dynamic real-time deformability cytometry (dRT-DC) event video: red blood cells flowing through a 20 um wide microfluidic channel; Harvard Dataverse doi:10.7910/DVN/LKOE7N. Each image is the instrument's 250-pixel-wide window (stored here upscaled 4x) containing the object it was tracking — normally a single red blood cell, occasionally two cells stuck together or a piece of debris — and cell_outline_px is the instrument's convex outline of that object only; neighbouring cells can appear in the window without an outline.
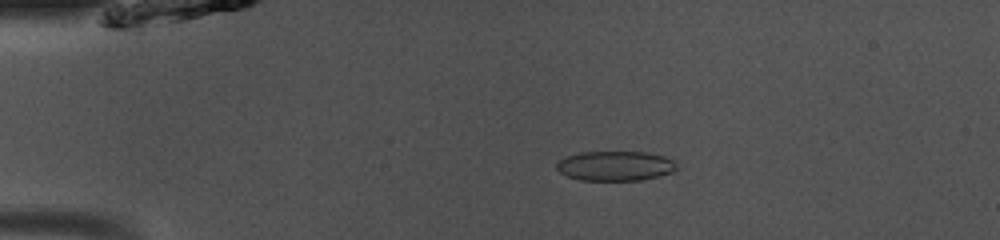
{"species": "common noctule bat (a hibernating species)", "species_latin": "Nyctalus noctula", "temperature_condition": "room temperature", "stored_images_in_passage": 49, "camera_frame_rate_fps": 3000, "um_per_image_px": 0.085, "animal": {"sex": "male", "body_mass_g": 13.0, "forearm_length_mm": 53.1}, "frame": {"image": 1, "passage_image": 10, "time_ms": 3.0, "image_size_px": [1000, 240], "cell_outline_px": [[676, 172], [640, 180], [580, 180], [568, 176], [560, 172], [556, 168], [556, 164], [564, 156], [580, 152], [644, 152], [664, 156], [676, 160]], "centroid_in_image_um": [52.32, 14.1], "position_along_channel_um": 32.7, "area_um2": 20.92}}
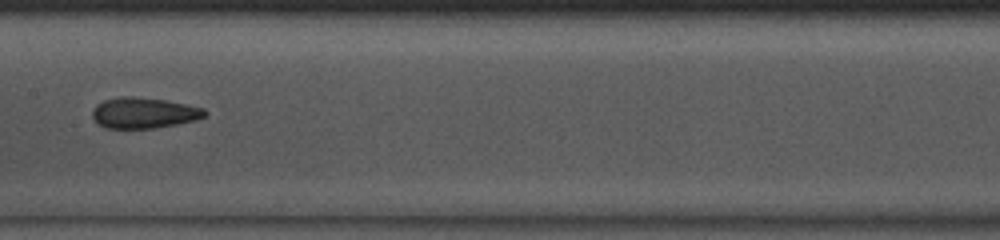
{"frame": {"image": 2, "passage_image": 25, "time_ms": 8.0, "image_size_px": [1000, 240], "cell_outline_px": [[208, 112], [204, 116], [196, 120], [176, 124], [152, 128], [108, 128], [100, 124], [92, 116], [92, 112], [96, 104], [104, 100], [120, 96], [132, 96], [164, 100], [204, 108]], "centroid_in_image_um": [12.22, 9.59], "position_along_channel_um": 195.2, "area_um2": 19.94}}
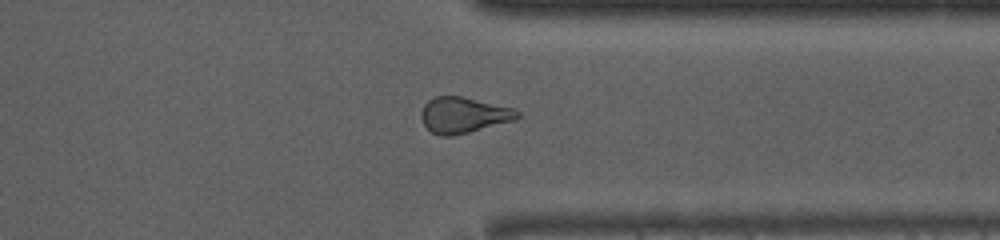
{"frame": {"image": 3, "passage_image": 38, "time_ms": 12.333, "image_size_px": [1000, 240], "cell_outline_px": [[520, 116], [516, 120], [452, 136], [440, 136], [432, 132], [424, 124], [420, 116], [420, 112], [424, 104], [428, 100], [436, 96], [460, 96], [512, 108], [520, 112]], "centroid_in_image_um": [39.38, 9.78], "position_along_channel_um": 372.0, "area_um2": 19.94}, "authors_computed_cell_mechanics": {"area_um2": 20.5768, "velocity_mm_per_s": 4.0973, "shape_relaxation_time_tau1_ms": null, "shape_relaxation_time_tau2_ms": 1.7143, "deformation_change_tau1": null, "deformation_change_tau2": 0.0639}}